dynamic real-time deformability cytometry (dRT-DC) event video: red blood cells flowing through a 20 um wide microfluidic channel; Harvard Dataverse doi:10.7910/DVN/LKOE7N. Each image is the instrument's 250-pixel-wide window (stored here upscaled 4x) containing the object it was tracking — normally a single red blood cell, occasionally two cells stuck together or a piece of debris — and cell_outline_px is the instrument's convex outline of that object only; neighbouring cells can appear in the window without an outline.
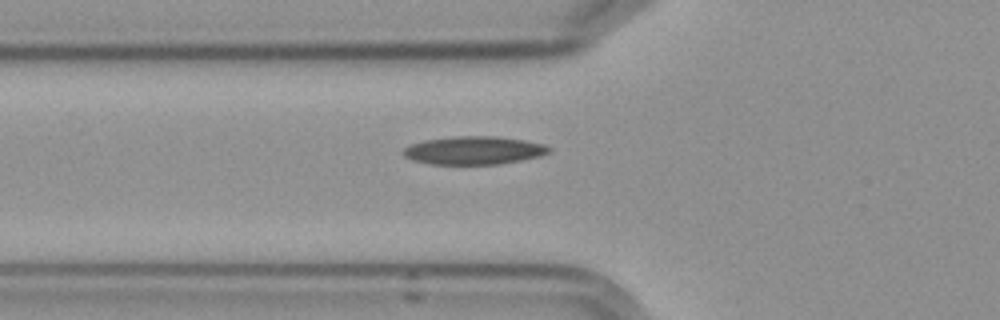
{"species": "Egyptian fruit bat (a non-hibernating species)", "species_latin": "Rousettus aegyptiacus", "temperature_condition": "cold", "stored_images_in_passage": 40, "camera_frame_rate_fps": 3000, "um_per_image_px": 0.085, "frame": {"image": 1, "passage_image": 3, "time_ms": 0.667, "image_size_px": [1000, 320], "cell_outline_px": [[552, 152], [540, 156], [500, 164], [432, 164], [412, 160], [404, 156], [400, 152], [404, 148], [412, 144], [424, 140], [456, 136], [496, 136], [524, 140], [544, 144], [552, 148]], "centroid_in_image_um": [40.29, 12.78], "position_along_channel_um": 85.5, "area_um2": 23.99}}
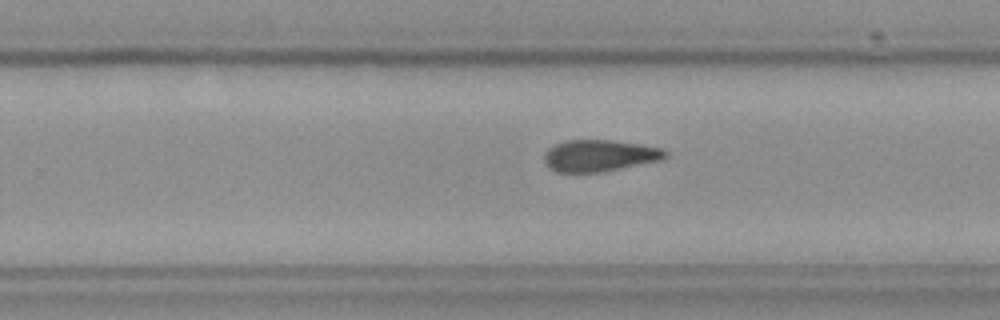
{"frame": {"image": 2, "passage_image": 19, "time_ms": 6.0, "image_size_px": [1000, 320], "cell_outline_px": [[668, 156], [660, 160], [604, 172], [556, 172], [544, 160], [544, 152], [548, 148], [564, 140], [612, 140], [640, 144], [664, 148], [668, 152]], "centroid_in_image_um": [50.99, 13.22], "position_along_channel_um": 278.8, "area_um2": 22.43}}
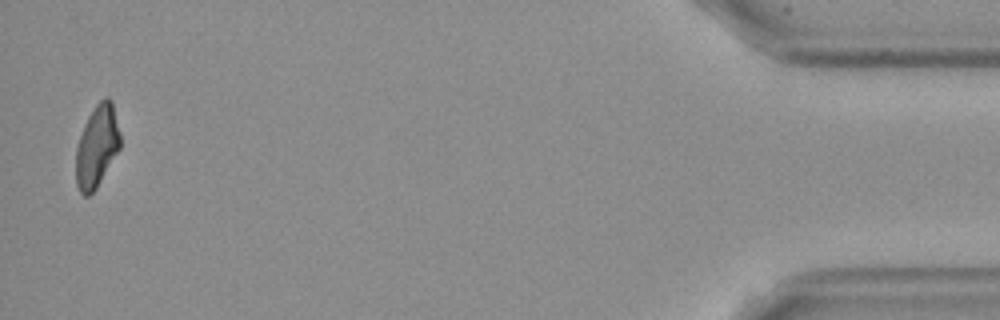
{"frame": {"image": 3, "passage_image": 38, "time_ms": 12.333, "image_size_px": [1000, 320], "cell_outline_px": [[120, 148], [96, 188], [88, 196], [84, 196], [80, 192], [76, 184], [76, 148], [84, 124], [88, 116], [96, 104], [104, 96], [108, 96], [112, 100], [120, 132]], "centroid_in_image_um": [8.24, 12.4], "position_along_channel_um": 427.0, "area_um2": 21.15}}